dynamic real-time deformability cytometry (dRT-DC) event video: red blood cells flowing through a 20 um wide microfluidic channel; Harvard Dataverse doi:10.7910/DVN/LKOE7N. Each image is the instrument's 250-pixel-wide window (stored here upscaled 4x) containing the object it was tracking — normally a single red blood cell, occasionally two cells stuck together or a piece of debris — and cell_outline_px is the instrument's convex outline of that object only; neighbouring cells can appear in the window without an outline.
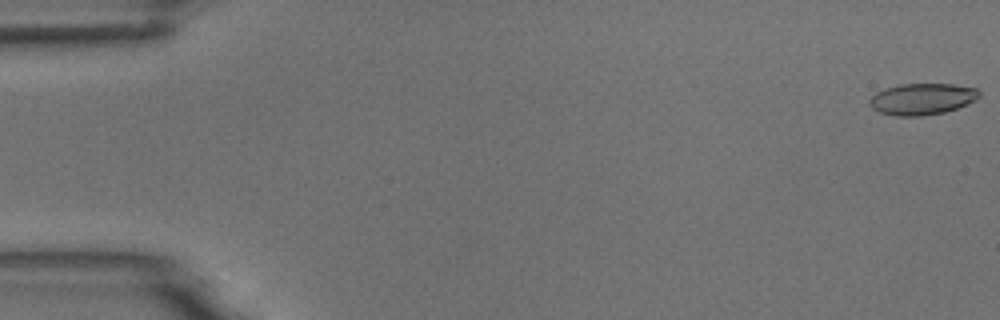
{"species": "common noctule bat (a hibernating species)", "species_latin": "Nyctalus noctula", "temperature_condition": "room temperature", "stored_images_in_passage": 4, "camera_frame_rate_fps": 3000, "um_per_image_px": 0.085, "animal": {"sex": "male", "body_mass_g": 18.8}, "frame": {"image": 1, "passage_image": 1, "time_ms": 0.0, "image_size_px": [1000, 320], "cell_outline_px": [[980, 96], [976, 100], [968, 104], [944, 112], [920, 116], [896, 116], [880, 112], [872, 108], [868, 104], [868, 100], [876, 92], [884, 88], [900, 84], [952, 84], [976, 88], [980, 92]], "centroid_in_image_um": [78.36, 8.41], "position_along_channel_um": 6.6, "area_um2": 20.17}}